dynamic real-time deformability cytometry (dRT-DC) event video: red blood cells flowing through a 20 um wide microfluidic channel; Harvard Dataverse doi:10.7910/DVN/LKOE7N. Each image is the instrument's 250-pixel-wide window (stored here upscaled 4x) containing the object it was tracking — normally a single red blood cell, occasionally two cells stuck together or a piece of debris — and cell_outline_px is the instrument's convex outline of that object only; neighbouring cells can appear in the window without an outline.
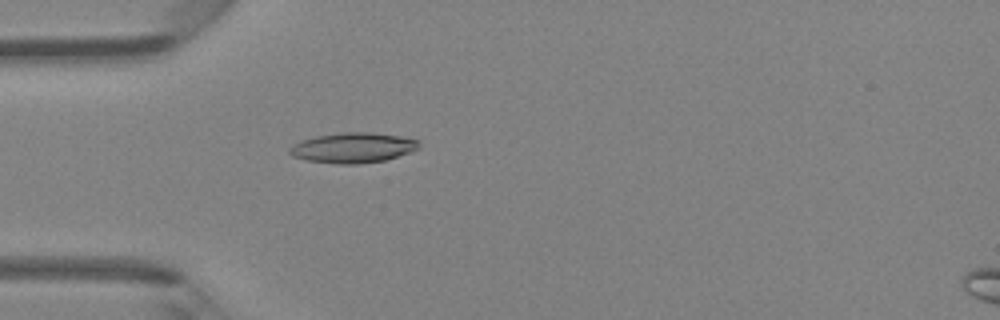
{"species": "Egyptian fruit bat (a non-hibernating species)", "species_latin": "Rousettus aegyptiacus", "temperature_condition": "room temperature", "stored_images_in_passage": 47, "camera_frame_rate_fps": 3000, "um_per_image_px": 0.085, "animal": {"sex": "female"}, "frame": {"image": 1, "passage_image": 14, "time_ms": 4.333, "image_size_px": [1000, 320], "cell_outline_px": [[420, 148], [384, 160], [356, 164], [336, 164], [304, 160], [292, 156], [288, 152], [288, 148], [292, 144], [316, 136], [344, 132], [368, 132], [400, 136], [420, 140]], "centroid_in_image_um": [29.97, 12.56], "position_along_channel_um": 55.0, "area_um2": 22.72}}
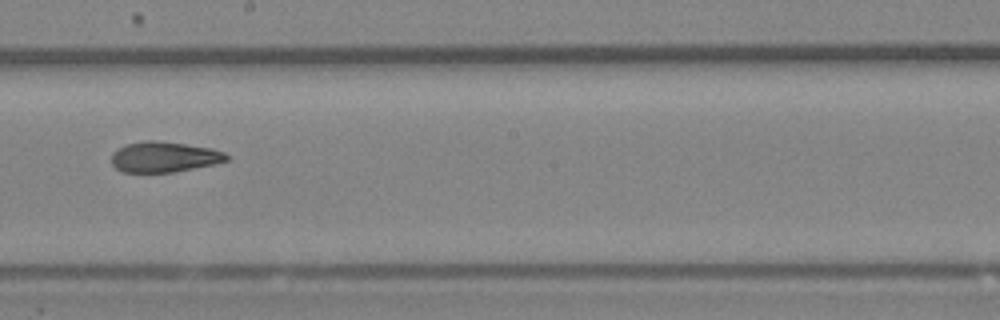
{"frame": {"image": 2, "passage_image": 27, "time_ms": 8.667, "image_size_px": [1000, 320], "cell_outline_px": [[228, 160], [212, 164], [172, 172], [124, 172], [116, 168], [112, 164], [112, 152], [128, 144], [144, 140], [156, 140], [212, 148], [224, 152], [228, 156]], "centroid_in_image_um": [13.93, 13.33], "position_along_channel_um": 234.3, "area_um2": 20.17}}
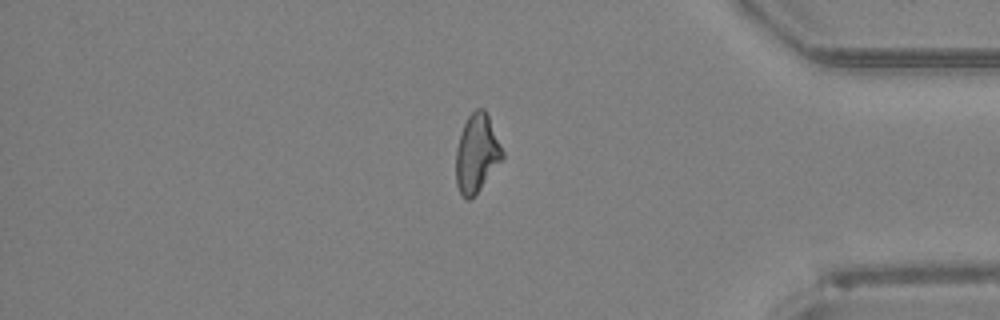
{"frame": {"image": 3, "passage_image": 40, "time_ms": 13.0, "image_size_px": [1000, 320], "cell_outline_px": [[504, 156], [480, 188], [468, 200], [460, 192], [456, 184], [456, 148], [464, 124], [468, 116], [476, 108], [484, 108], [488, 116], [504, 152]], "centroid_in_image_um": [40.51, 13.0], "position_along_channel_um": 394.7, "area_um2": 20.63}, "authors_computed_cell_mechanics": {"area_um2": 21.5594, "velocity_mm_per_s": 4.301, "shape_relaxation_time_tau1_ms": 8.3956, "shape_relaxation_time_tau2_ms": 4.3349, "deformation_change_tau1": 0.2046, "deformation_change_tau2": 0.1247}}